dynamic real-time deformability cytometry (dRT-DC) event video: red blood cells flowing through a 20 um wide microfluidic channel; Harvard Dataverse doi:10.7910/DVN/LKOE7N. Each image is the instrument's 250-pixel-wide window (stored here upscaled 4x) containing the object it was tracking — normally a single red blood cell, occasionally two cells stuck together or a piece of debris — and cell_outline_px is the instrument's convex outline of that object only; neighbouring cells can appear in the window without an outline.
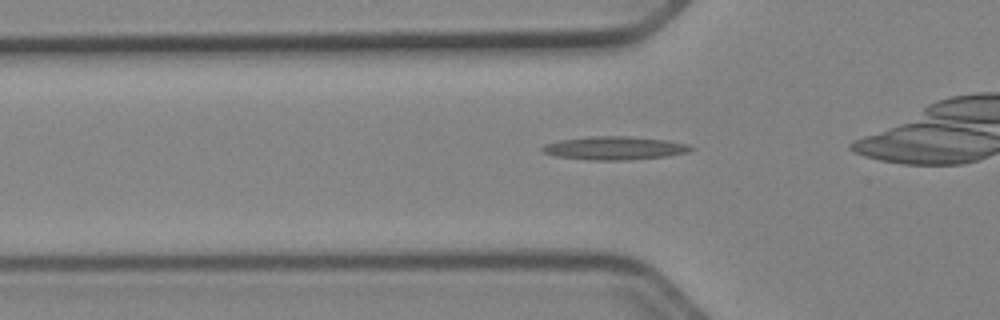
{"species": "Egyptian fruit bat (a non-hibernating species)", "species_latin": "Rousettus aegyptiacus", "temperature_condition": "cold", "stored_images_in_passage": 32, "camera_frame_rate_fps": 3000, "um_per_image_px": 0.085, "animal": {"sex": "female"}, "frame": {"image": 1, "passage_image": 8, "time_ms": 2.333, "image_size_px": [1000, 320], "cell_outline_px": [[696, 148], [688, 152], [668, 156], [628, 160], [592, 160], [556, 156], [544, 152], [540, 148], [544, 144], [560, 140], [588, 136], [628, 136], [668, 140], [688, 144]], "centroid_in_image_um": [52.27, 12.58], "position_along_channel_um": 73.5, "area_um2": 20.29}}
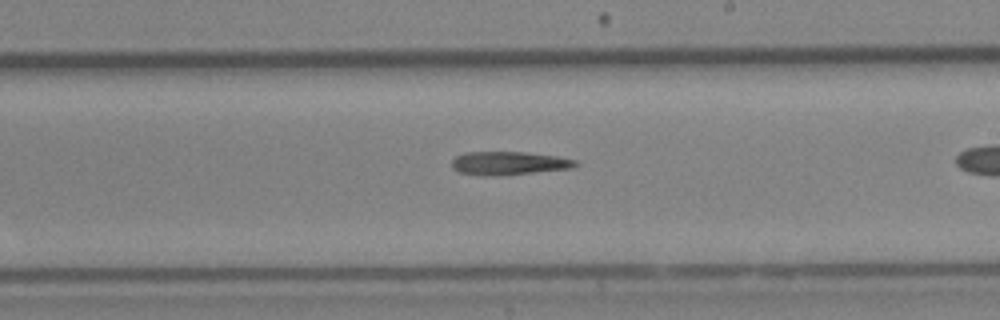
{"frame": {"image": 2, "passage_image": 21, "time_ms": 6.667, "image_size_px": [1000, 320], "cell_outline_px": [[580, 164], [572, 168], [492, 176], [480, 176], [460, 172], [452, 168], [452, 160], [456, 156], [464, 152], [524, 152], [556, 156], [576, 160]], "centroid_in_image_um": [43.22, 13.87], "position_along_channel_um": 245.8, "area_um2": 16.76}}
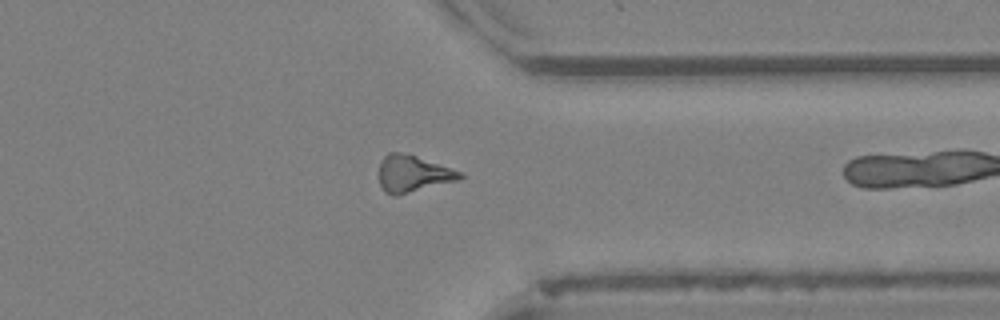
{"frame": {"image": 3, "passage_image": 31, "time_ms": 10.0, "image_size_px": [1000, 320], "cell_outline_px": [[464, 176], [460, 180], [396, 196], [392, 196], [384, 192], [380, 184], [380, 160], [388, 152], [400, 152], [416, 156], [464, 172]], "centroid_in_image_um": [35.12, 14.78], "position_along_channel_um": 376.3, "area_um2": 17.51}}